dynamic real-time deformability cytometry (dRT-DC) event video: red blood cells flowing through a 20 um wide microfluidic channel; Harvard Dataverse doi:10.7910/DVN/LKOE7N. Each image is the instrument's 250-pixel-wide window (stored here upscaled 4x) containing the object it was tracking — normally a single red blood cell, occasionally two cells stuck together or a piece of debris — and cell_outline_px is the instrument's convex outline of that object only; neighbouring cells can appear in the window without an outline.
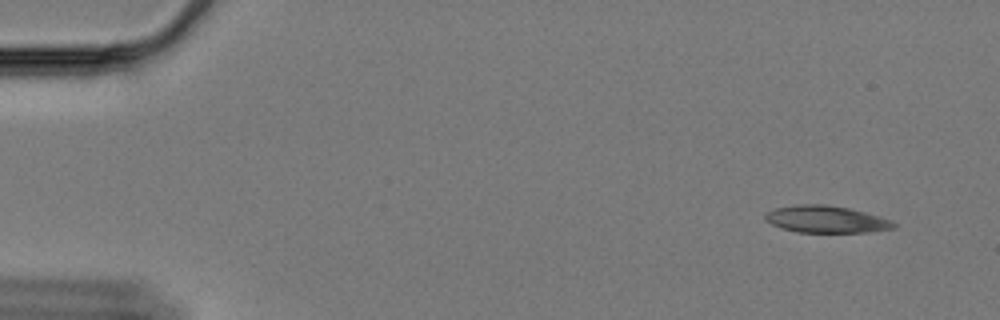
{"species": "Egyptian fruit bat (a non-hibernating species)", "species_latin": "Rousettus aegyptiacus", "temperature_condition": "cold", "stored_images_in_passage": 60, "camera_frame_rate_fps": 3000, "um_per_image_px": 0.085, "animal": {"sex": "female"}, "frame": {"image": 1, "passage_image": 4, "time_ms": 1.0, "image_size_px": [1000, 320], "cell_outline_px": [[896, 228], [868, 232], [796, 232], [780, 228], [764, 220], [764, 216], [768, 212], [776, 208], [800, 204], [824, 204], [848, 208], [864, 212], [888, 220], [896, 224]], "centroid_in_image_um": [70.17, 18.64], "position_along_channel_um": 14.8, "area_um2": 20.0}}
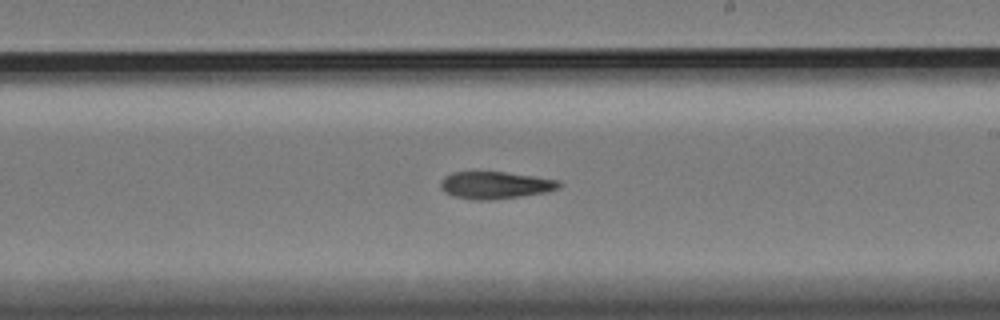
{"frame": {"image": 2, "passage_image": 35, "time_ms": 11.333, "image_size_px": [1000, 320], "cell_outline_px": [[560, 188], [548, 192], [520, 196], [488, 200], [476, 200], [452, 196], [444, 192], [440, 188], [440, 180], [444, 176], [452, 172], [504, 172], [560, 180]], "centroid_in_image_um": [42.07, 15.74], "position_along_channel_um": 246.9, "area_um2": 18.84}}
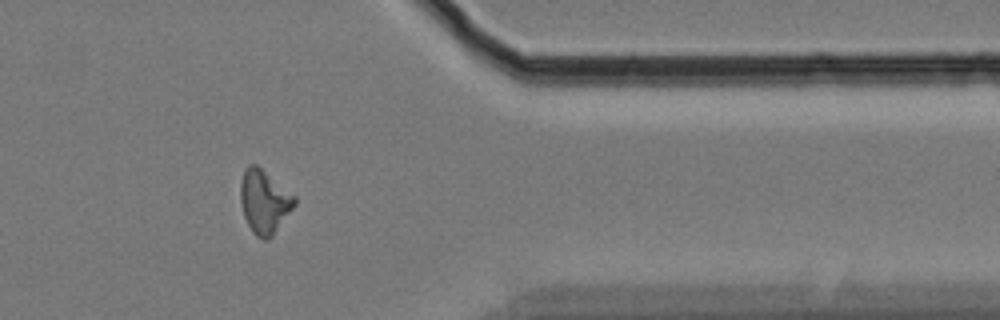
{"frame": {"image": 3, "passage_image": 49, "time_ms": 16.0, "image_size_px": [1000, 320], "cell_outline_px": [[296, 204], [272, 236], [268, 240], [264, 240], [256, 236], [252, 232], [244, 216], [240, 200], [240, 184], [244, 172], [248, 164], [256, 164], [296, 196]], "centroid_in_image_um": [22.46, 17.14], "position_along_channel_um": 388.9, "area_um2": 19.94}}